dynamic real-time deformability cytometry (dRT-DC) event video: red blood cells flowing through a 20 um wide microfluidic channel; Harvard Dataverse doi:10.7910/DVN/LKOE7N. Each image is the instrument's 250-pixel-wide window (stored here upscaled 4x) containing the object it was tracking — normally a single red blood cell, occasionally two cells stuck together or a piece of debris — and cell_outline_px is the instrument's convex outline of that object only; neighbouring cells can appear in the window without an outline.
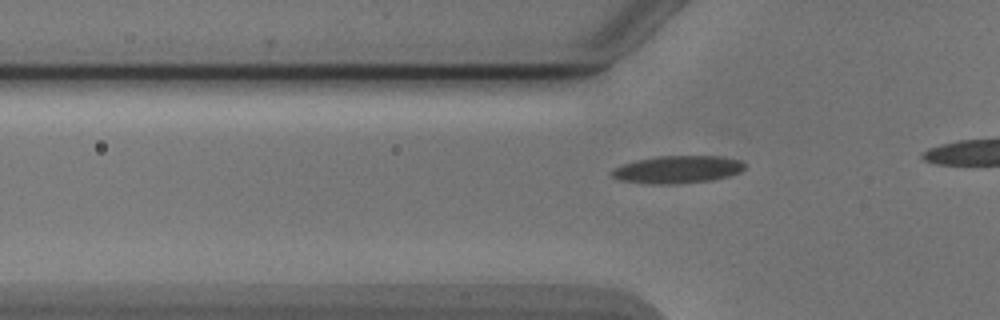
{"species": "Egyptian fruit bat (a non-hibernating species)", "species_latin": "Rousettus aegyptiacus", "temperature_condition": "cold", "stored_images_in_passage": 20, "camera_frame_rate_fps": 3000, "um_per_image_px": 0.085, "animal": {"sex": "male"}, "frame": {"image": 1, "passage_image": 4, "time_ms": 1.0, "image_size_px": [1000, 320], "cell_outline_px": [[744, 168], [740, 172], [728, 176], [712, 180], [676, 184], [644, 184], [616, 180], [608, 172], [612, 168], [636, 160], [660, 156], [720, 156], [740, 160], [744, 164]], "centroid_in_image_um": [57.52, 14.42], "position_along_channel_um": 68.3, "area_um2": 21.56}}
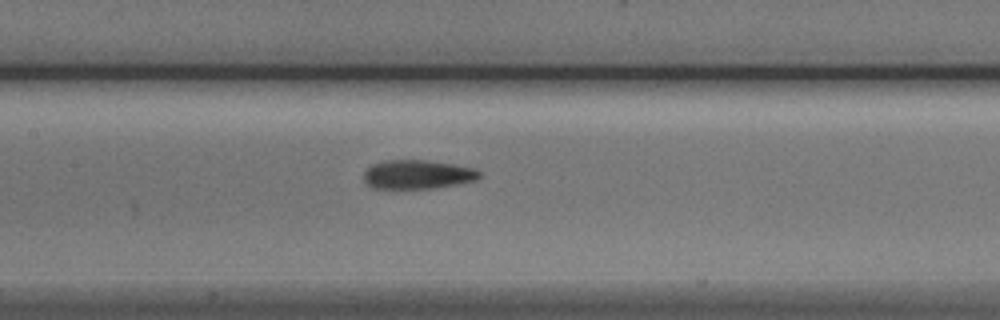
{"frame": {"image": 2, "passage_image": 12, "time_ms": 3.667, "image_size_px": [1000, 320], "cell_outline_px": [[480, 176], [476, 180], [456, 184], [432, 188], [372, 188], [364, 180], [364, 172], [372, 164], [384, 160], [428, 160], [456, 164], [476, 168], [480, 172]], "centroid_in_image_um": [35.51, 14.81], "position_along_channel_um": 171.9, "area_um2": 19.54}}
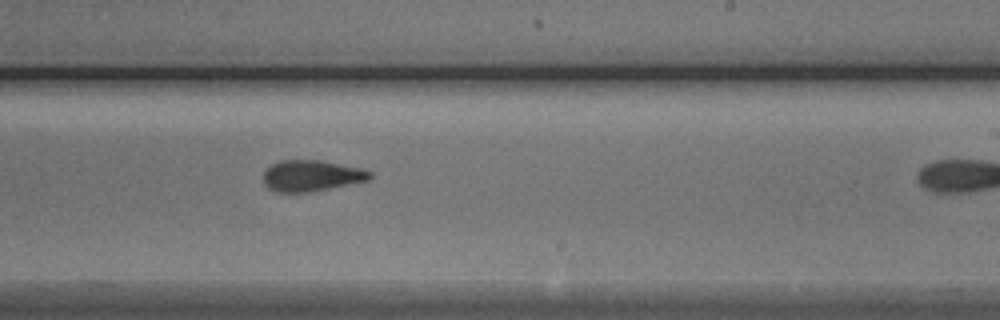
{"frame": {"image": 3, "passage_image": 19, "time_ms": 6.0, "image_size_px": [1000, 320], "cell_outline_px": [[372, 176], [368, 180], [312, 192], [276, 192], [268, 188], [264, 184], [264, 172], [272, 164], [280, 160], [320, 160], [360, 168], [372, 172]], "centroid_in_image_um": [26.46, 14.94], "position_along_channel_um": 262.5, "area_um2": 19.25}}